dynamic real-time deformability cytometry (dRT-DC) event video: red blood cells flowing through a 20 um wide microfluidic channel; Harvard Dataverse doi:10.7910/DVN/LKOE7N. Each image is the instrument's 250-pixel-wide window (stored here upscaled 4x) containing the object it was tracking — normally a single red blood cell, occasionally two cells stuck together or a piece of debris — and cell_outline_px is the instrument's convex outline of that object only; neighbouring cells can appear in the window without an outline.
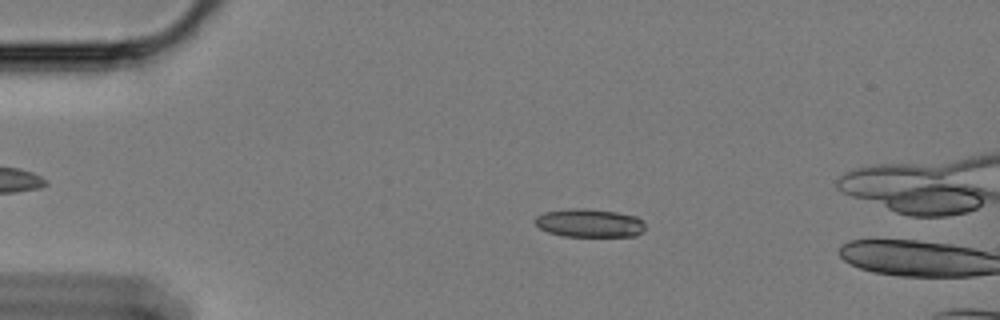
{"species": "Egyptian fruit bat (a non-hibernating species)", "species_latin": "Rousettus aegyptiacus", "temperature_condition": "cold", "stored_images_in_passage": 15, "camera_frame_rate_fps": 3000, "um_per_image_px": 0.085, "animal": {"sex": "female"}, "frame": {"image": 1, "passage_image": 13, "time_ms": 4.0, "image_size_px": [1000, 320], "cell_outline_px": [[644, 228], [636, 236], [564, 236], [548, 232], [540, 228], [532, 220], [536, 216], [544, 212], [568, 208], [584, 208], [616, 212], [636, 216], [644, 220]], "centroid_in_image_um": [50.07, 18.95], "position_along_channel_um": 34.9, "area_um2": 18.26}}